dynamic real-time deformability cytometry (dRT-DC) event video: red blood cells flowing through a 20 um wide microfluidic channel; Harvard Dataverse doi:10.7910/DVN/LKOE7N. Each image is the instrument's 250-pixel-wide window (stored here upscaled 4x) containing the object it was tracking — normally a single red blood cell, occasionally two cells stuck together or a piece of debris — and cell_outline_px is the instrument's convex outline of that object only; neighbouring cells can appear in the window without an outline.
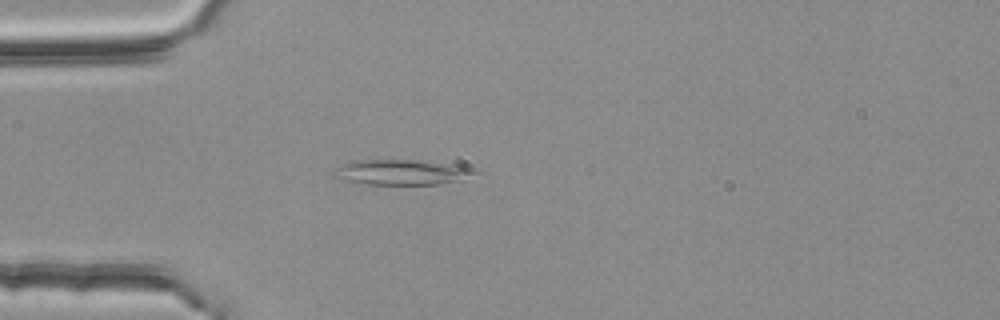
{"species": "common noctule bat (a hibernating species)", "species_latin": "Nyctalus noctula", "temperature_condition": "room temperature", "stored_images_in_passage": 3, "camera_frame_rate_fps": 3000, "um_per_image_px": 0.085, "animal": {"sex": "female", "body_mass_g": 25.1}, "frame": {"image": 1, "passage_image": 3, "time_ms": 0.667, "image_size_px": [1000, 320], "cell_outline_px": [[484, 172], [460, 180], [436, 184], [360, 184], [344, 180], [332, 176], [332, 172], [344, 164], [352, 160], [424, 160], [456, 164], [476, 168]], "centroid_in_image_um": [34.24, 14.63], "position_along_channel_um": 50.8, "area_um2": 21.15}}